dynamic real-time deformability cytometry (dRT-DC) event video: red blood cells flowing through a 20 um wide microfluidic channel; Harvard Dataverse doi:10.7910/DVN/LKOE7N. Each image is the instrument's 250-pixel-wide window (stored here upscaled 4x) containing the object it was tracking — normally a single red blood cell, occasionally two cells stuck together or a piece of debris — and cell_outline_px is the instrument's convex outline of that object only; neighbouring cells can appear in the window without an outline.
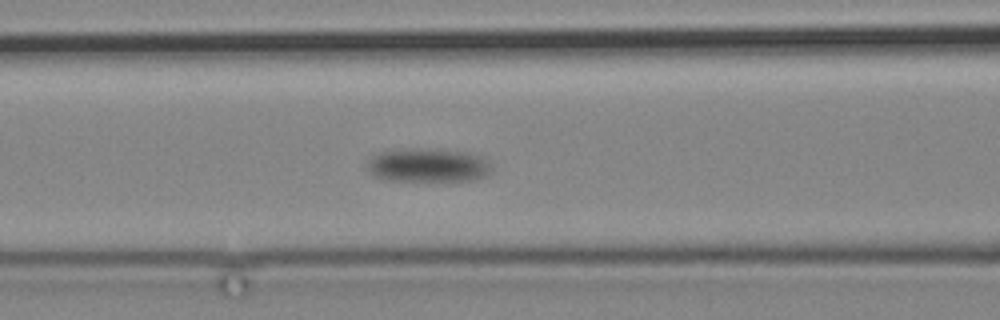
{"species": "common noctule bat (a hibernating species)", "species_latin": "Nyctalus noctula", "temperature_condition": "cold", "stored_images_in_passage": 15, "camera_frame_rate_fps": 3000, "um_per_image_px": 0.085, "animal": {"sex": "male", "body_mass_g": 19.2, "forearm_length_mm": 51.8}, "frame": {"image": 1, "passage_image": 15, "time_ms": 17.0, "image_size_px": [1000, 320], "cell_outline_px": [[492, 172], [488, 176], [472, 180], [388, 180], [376, 176], [368, 172], [368, 160], [372, 156], [380, 152], [412, 148], [420, 148], [468, 152], [480, 156], [492, 168]], "centroid_in_image_um": [36.39, 14.04], "position_along_channel_um": 130.2, "area_um2": 24.22}}